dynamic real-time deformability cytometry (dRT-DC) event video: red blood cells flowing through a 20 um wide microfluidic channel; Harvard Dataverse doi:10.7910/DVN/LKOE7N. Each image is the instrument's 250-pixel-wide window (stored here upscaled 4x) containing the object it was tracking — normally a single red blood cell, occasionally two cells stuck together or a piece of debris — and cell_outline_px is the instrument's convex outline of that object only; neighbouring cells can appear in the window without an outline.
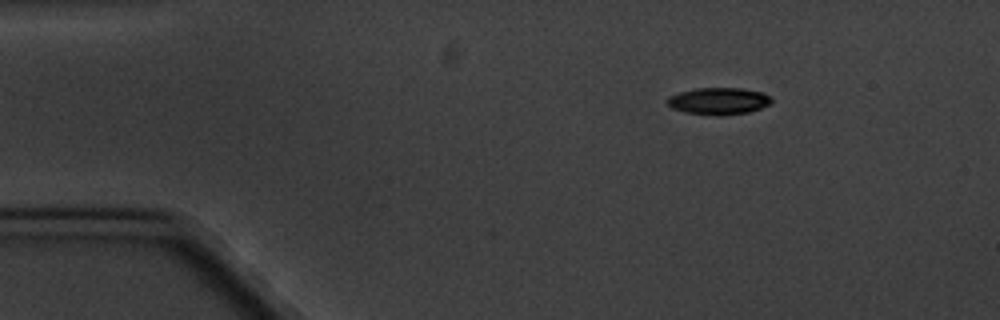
{"species": "common noctule bat (a hibernating species)", "species_latin": "Nyctalus noctula", "temperature_condition": "cold", "stored_images_in_passage": 3, "camera_frame_rate_fps": 3000, "um_per_image_px": 0.085, "animal": {"sex": "male", "body_mass_g": 20.1, "forearm_length_mm": 53.5}, "frame": {"image": 1, "passage_image": 1, "time_ms": 0.0, "image_size_px": [1000, 320], "cell_outline_px": [[772, 100], [768, 104], [760, 108], [748, 112], [720, 116], [716, 116], [684, 112], [672, 108], [668, 104], [668, 96], [680, 92], [696, 88], [744, 88], [764, 92]], "centroid_in_image_um": [61.08, 8.59], "position_along_channel_um": 23.9, "area_um2": 16.36}}